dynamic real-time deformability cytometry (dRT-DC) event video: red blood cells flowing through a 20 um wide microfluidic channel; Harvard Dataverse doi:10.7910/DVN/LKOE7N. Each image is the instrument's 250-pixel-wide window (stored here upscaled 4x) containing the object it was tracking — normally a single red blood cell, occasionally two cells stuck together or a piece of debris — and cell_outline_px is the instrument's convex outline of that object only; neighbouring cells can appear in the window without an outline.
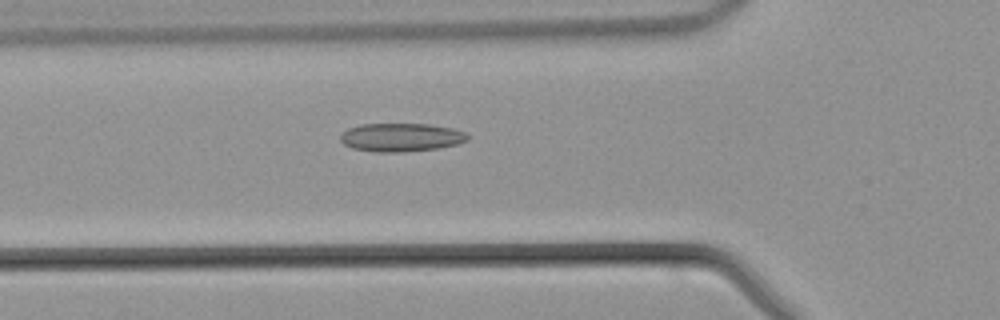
{"species": "common noctule bat (a hibernating species)", "species_latin": "Nyctalus noctula", "temperature_condition": "warm", "stored_images_in_passage": 32, "camera_frame_rate_fps": 3000, "um_per_image_px": 0.085, "animal": {"sex": "male", "body_mass_g": 21.5, "forearm_length_mm": 52.0}, "frame": {"image": 1, "passage_image": 3, "time_ms": 0.667, "image_size_px": [1000, 320], "cell_outline_px": [[468, 140], [456, 144], [440, 148], [404, 152], [372, 152], [352, 148], [344, 144], [340, 140], [340, 136], [348, 128], [360, 124], [428, 124], [452, 128], [468, 132]], "centroid_in_image_um": [34.1, 11.68], "position_along_channel_um": 91.7, "area_um2": 21.21}}
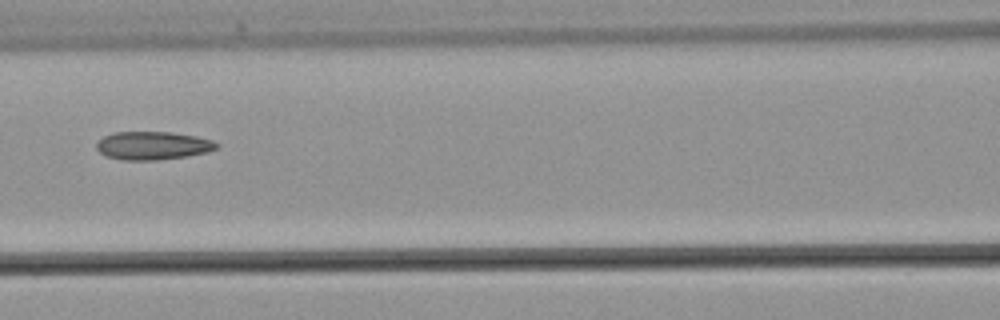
{"frame": {"image": 2, "passage_image": 7, "time_ms": 2.0, "image_size_px": [1000, 320], "cell_outline_px": [[220, 144], [216, 148], [208, 152], [184, 156], [156, 160], [124, 160], [104, 156], [96, 148], [96, 144], [104, 136], [112, 132], [172, 132], [196, 136], [212, 140]], "centroid_in_image_um": [12.97, 12.37], "position_along_channel_um": 153.6, "area_um2": 19.71}}
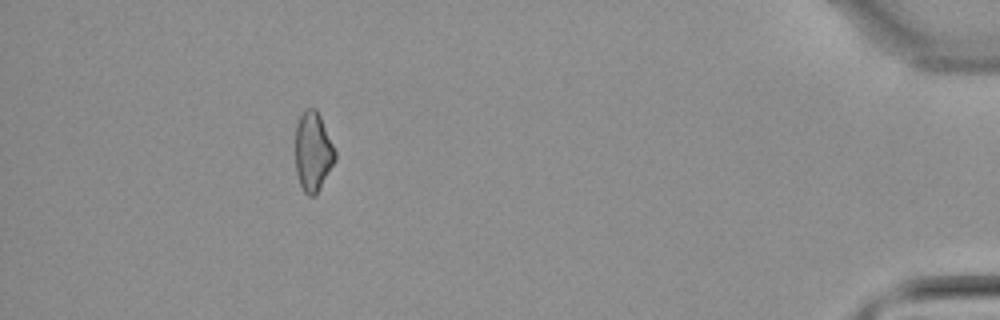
{"frame": {"image": 3, "passage_image": 28, "time_ms": 9.0, "image_size_px": [1000, 320], "cell_outline_px": [[336, 160], [316, 196], [308, 196], [304, 192], [300, 184], [296, 172], [296, 124], [300, 116], [308, 108], [316, 108], [320, 116], [336, 152]], "centroid_in_image_um": [26.61, 12.93], "position_along_channel_um": 408.6, "area_um2": 18.32}}